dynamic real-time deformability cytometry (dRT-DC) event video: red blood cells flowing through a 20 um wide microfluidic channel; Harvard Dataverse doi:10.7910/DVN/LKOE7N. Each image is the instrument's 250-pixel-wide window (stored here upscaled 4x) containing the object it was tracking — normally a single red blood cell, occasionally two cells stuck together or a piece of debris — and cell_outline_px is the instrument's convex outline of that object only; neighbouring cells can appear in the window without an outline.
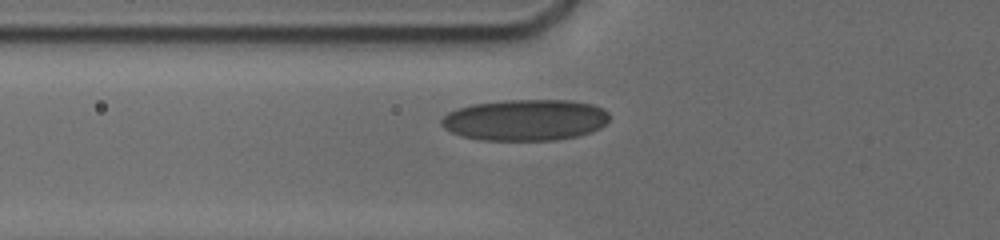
{"species": "human", "species_latin": "Homo sapiens", "temperature_condition": "cold", "stored_images_in_passage": 7, "camera_frame_rate_fps": 3000, "um_per_image_px": 0.085, "donor": {"sex": "male"}, "frame": {"image": 1, "passage_image": 6, "time_ms": 3.333, "image_size_px": [1000, 240], "cell_outline_px": [[608, 120], [600, 128], [576, 136], [552, 140], [480, 140], [460, 136], [444, 128], [440, 124], [440, 120], [448, 112], [456, 108], [472, 104], [504, 100], [572, 100], [592, 104], [604, 108], [608, 112]], "centroid_in_image_um": [44.61, 10.19], "position_along_channel_um": 81.2, "area_um2": 40.52}}